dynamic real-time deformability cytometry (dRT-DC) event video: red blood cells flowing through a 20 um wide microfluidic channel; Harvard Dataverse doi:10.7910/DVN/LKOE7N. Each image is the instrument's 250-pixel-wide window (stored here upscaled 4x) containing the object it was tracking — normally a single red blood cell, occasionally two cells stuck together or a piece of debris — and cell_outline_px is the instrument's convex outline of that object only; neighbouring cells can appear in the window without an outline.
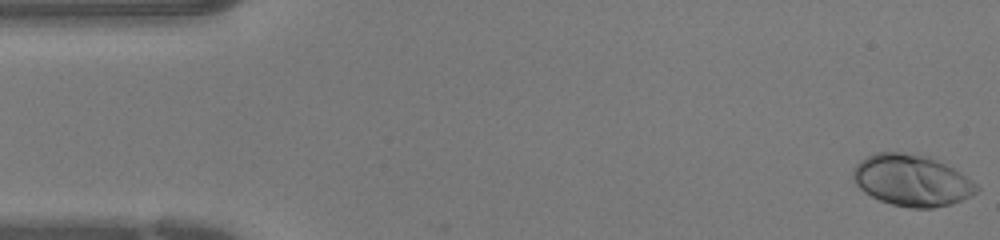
{"species": "human", "species_latin": "Homo sapiens", "temperature_condition": "warm", "stored_images_in_passage": 44, "camera_frame_rate_fps": 3000, "um_per_image_px": 0.085, "donor": {"sex": "female"}, "frame": {"image": 1, "passage_image": 1, "time_ms": 0.0, "image_size_px": [1000, 240], "cell_outline_px": [[980, 188], [972, 196], [952, 204], [932, 208], [912, 208], [892, 204], [880, 200], [864, 192], [852, 180], [852, 168], [860, 160], [876, 152], [904, 152], [928, 156], [960, 172], [972, 180]], "centroid_in_image_um": [77.48, 15.33], "position_along_channel_um": 7.5, "area_um2": 37.11}}
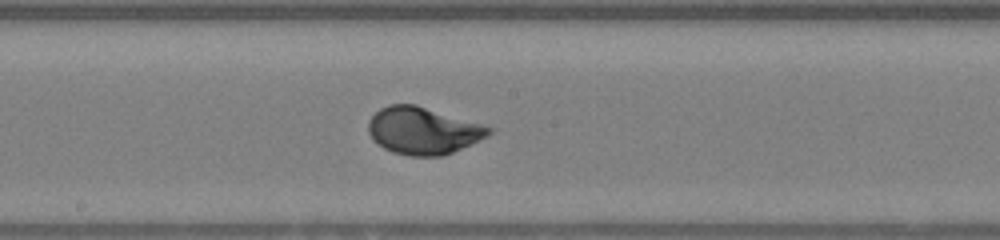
{"frame": {"image": 2, "passage_image": 23, "time_ms": 7.333, "image_size_px": [1000, 240], "cell_outline_px": [[492, 132], [488, 136], [444, 156], [412, 156], [392, 152], [384, 148], [368, 132], [368, 120], [380, 108], [388, 104], [416, 104], [480, 124], [492, 128]], "centroid_in_image_um": [35.94, 11.1], "position_along_channel_um": 212.3, "area_um2": 32.77}}
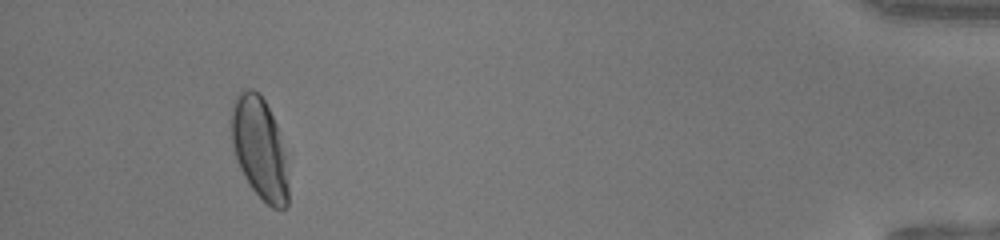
{"frame": {"image": 3, "passage_image": 41, "time_ms": 13.333, "image_size_px": [1000, 240], "cell_outline_px": [[292, 152], [288, 208], [272, 208], [252, 188], [244, 176], [236, 160], [232, 144], [232, 104], [236, 96], [244, 88], [252, 88], [260, 92]], "centroid_in_image_um": [22.2, 12.62], "position_along_channel_um": 413.0, "area_um2": 35.78}}